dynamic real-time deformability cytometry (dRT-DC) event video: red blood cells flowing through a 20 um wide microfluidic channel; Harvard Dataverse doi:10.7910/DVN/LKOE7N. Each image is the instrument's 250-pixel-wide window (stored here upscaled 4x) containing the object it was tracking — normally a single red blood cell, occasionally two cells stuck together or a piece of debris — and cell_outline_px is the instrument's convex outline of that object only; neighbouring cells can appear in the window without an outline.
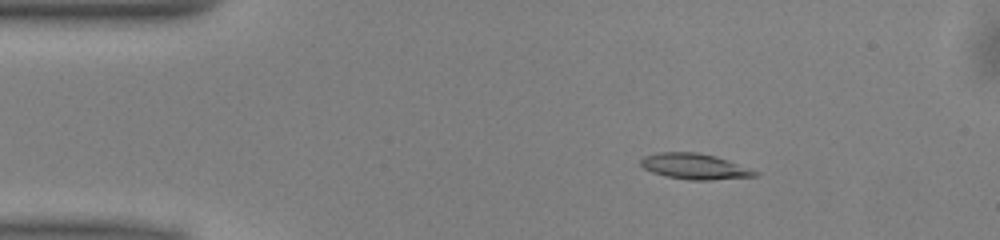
{"species": "common noctule bat (a hibernating species)", "species_latin": "Nyctalus noctula", "temperature_condition": "warm", "stored_images_in_passage": 49, "camera_frame_rate_fps": 3000, "um_per_image_px": 0.085, "animal": {"sex": "male", "body_mass_g": 13.0, "forearm_length_mm": 53.1}, "frame": {"image": 1, "passage_image": 7, "time_ms": 2.0, "image_size_px": [1000, 240], "cell_outline_px": [[760, 172], [756, 176], [708, 180], [692, 180], [664, 176], [652, 172], [644, 168], [640, 164], [640, 160], [644, 156], [656, 152], [696, 152], [716, 156], [728, 160]], "centroid_in_image_um": [59.02, 14.14], "position_along_channel_um": 26.0, "area_um2": 17.11}}
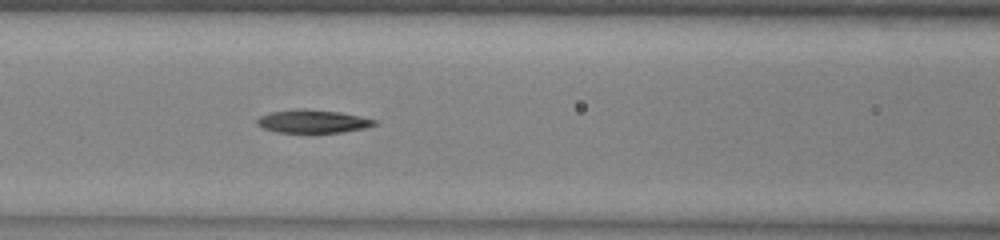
{"frame": {"image": 2, "passage_image": 20, "time_ms": 6.333, "image_size_px": [1000, 240], "cell_outline_px": [[376, 124], [364, 128], [340, 132], [312, 136], [276, 132], [264, 128], [256, 124], [256, 120], [260, 116], [268, 112], [296, 108], [300, 108], [340, 112], [360, 116], [376, 120]], "centroid_in_image_um": [26.52, 10.35], "position_along_channel_um": 140.1, "area_um2": 16.7}}
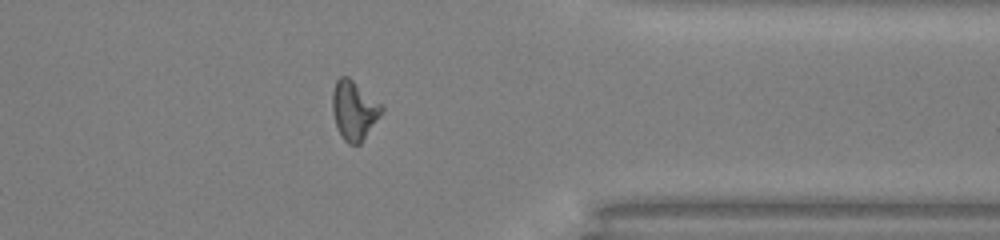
{"frame": {"image": 3, "passage_image": 39, "time_ms": 12.667, "image_size_px": [1000, 240], "cell_outline_px": [[384, 108], [380, 116], [360, 144], [348, 144], [344, 140], [336, 124], [332, 112], [332, 92], [336, 80], [340, 76], [348, 76], [380, 104]], "centroid_in_image_um": [30.07, 9.37], "position_along_channel_um": 381.3, "area_um2": 16.65}, "authors_computed_cell_mechanics": {"area_um2": 16.4152, "velocity_mm_per_s": 4.0276, "shape_relaxation_time_tau1_ms": 4.5928, "shape_relaxation_time_tau2_ms": 4.6082, "deformation_change_tau1": 0.201, "deformation_change_tau2": 0.1511}}